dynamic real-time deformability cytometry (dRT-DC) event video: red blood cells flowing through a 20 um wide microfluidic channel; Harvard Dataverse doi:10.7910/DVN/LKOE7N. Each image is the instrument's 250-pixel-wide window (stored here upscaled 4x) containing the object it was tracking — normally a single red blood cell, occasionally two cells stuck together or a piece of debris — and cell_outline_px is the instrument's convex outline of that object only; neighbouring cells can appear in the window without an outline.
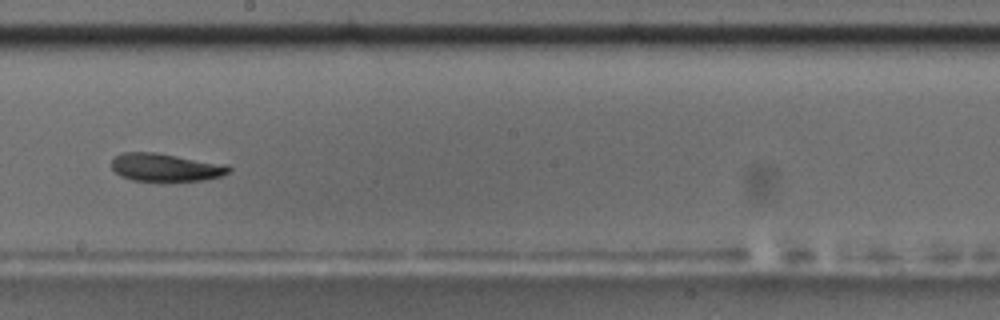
{"species": "common noctule bat (a hibernating species)", "species_latin": "Nyctalus noctula", "temperature_condition": "room temperature", "stored_images_in_passage": 55, "camera_frame_rate_fps": 3000, "um_per_image_px": 0.085, "animal": {"sex": "male", "body_mass_g": 17.5, "forearm_length_mm": 52.3}, "frame": {"image": 1, "passage_image": 32, "time_ms": 10.333, "image_size_px": [1000, 320], "cell_outline_px": [[232, 168], [228, 172], [220, 176], [208, 180], [132, 180], [120, 176], [112, 168], [112, 160], [116, 156], [124, 152], [156, 152], [228, 164]], "centroid_in_image_um": [14.11, 14.21], "position_along_channel_um": 234.1, "area_um2": 19.02}}
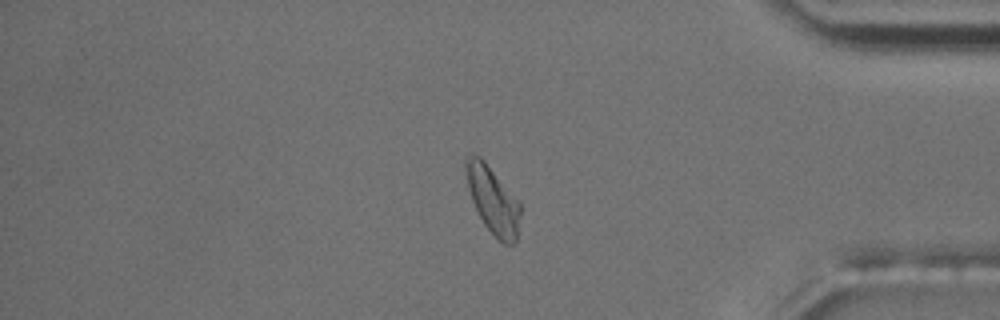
{"frame": {"image": 2, "passage_image": 47, "time_ms": 15.333, "image_size_px": [1000, 320], "cell_outline_px": [[520, 216], [516, 240], [512, 244], [504, 244], [484, 224], [472, 200], [468, 188], [464, 172], [464, 156], [472, 152], [480, 156], [484, 160], [520, 204]], "centroid_in_image_um": [41.83, 16.93], "position_along_channel_um": 393.4, "area_um2": 20.98}, "authors_computed_cell_mechanics": {"area_um2": 19.4786, "velocity_mm_per_s": 3.6889, "shape_relaxation_time_tau1_ms": 8.5716, "shape_relaxation_time_tau2_ms": 5.0062, "deformation_change_tau1": 0.1922, "deformation_change_tau2": 0.1244}}